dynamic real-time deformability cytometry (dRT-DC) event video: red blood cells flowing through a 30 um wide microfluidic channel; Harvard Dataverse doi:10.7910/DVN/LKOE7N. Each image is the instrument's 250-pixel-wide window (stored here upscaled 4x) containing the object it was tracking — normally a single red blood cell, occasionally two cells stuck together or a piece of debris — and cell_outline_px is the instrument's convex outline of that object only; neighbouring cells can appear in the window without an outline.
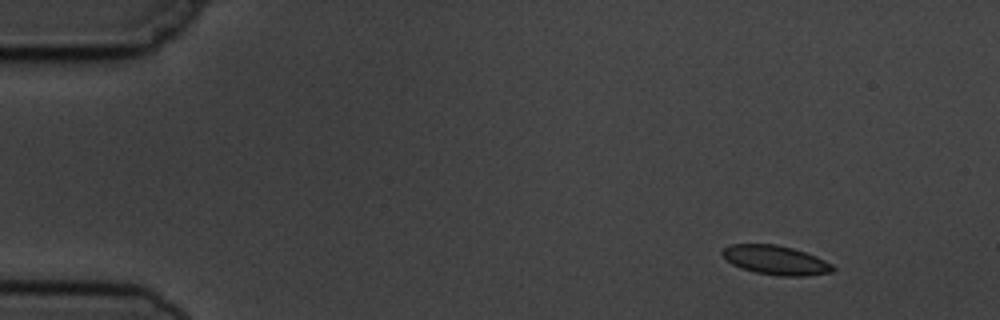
{"species": "common noctule bat (a hibernating species)", "species_latin": "Nyctalus noctula", "temperature_condition": "cold", "stored_images_in_passage": 3, "camera_frame_rate_fps": 3000, "um_per_image_px": 0.085, "animal": {"sex": "male", "body_mass_g": 19.5, "forearm_length_mm": 54.6}, "frame": {"image": 1, "passage_image": 1, "time_ms": 0.0, "image_size_px": [1000, 320], "cell_outline_px": [[836, 268], [832, 272], [804, 276], [780, 276], [756, 272], [732, 264], [720, 252], [724, 248], [732, 244], [776, 244], [792, 248], [816, 256], [832, 264]], "centroid_in_image_um": [65.96, 22.11], "position_along_channel_um": 19.0, "area_um2": 18.55}}